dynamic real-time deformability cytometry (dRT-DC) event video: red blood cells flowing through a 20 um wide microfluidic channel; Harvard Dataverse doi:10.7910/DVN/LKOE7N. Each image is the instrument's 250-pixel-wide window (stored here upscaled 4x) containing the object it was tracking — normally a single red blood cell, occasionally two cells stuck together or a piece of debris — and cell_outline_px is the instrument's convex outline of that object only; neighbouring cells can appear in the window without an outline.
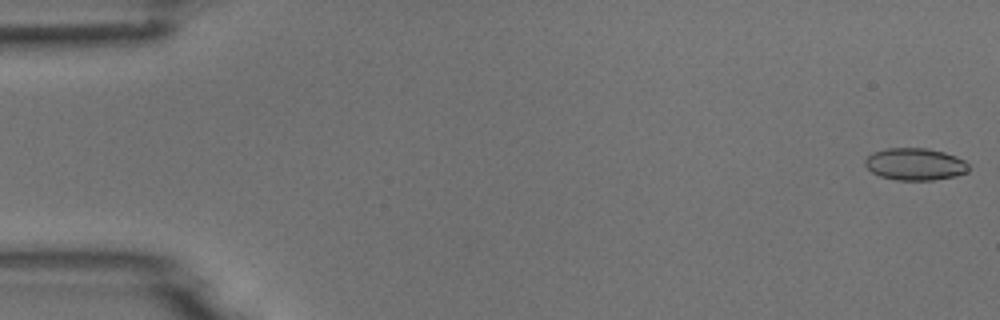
{"species": "common noctule bat (a hibernating species)", "species_latin": "Nyctalus noctula", "temperature_condition": "room temperature", "stored_images_in_passage": 51, "camera_frame_rate_fps": 3000, "um_per_image_px": 0.085, "animal": {"sex": "male", "body_mass_g": 18.8}, "frame": {"image": 1, "passage_image": 1, "time_ms": 0.0, "image_size_px": [1000, 320], "cell_outline_px": [[968, 172], [956, 176], [932, 180], [896, 180], [880, 176], [872, 172], [864, 164], [864, 160], [872, 152], [888, 148], [928, 148], [944, 152], [956, 156], [964, 160], [968, 164]], "centroid_in_image_um": [77.78, 13.95], "position_along_channel_um": 7.2, "area_um2": 19.48}}
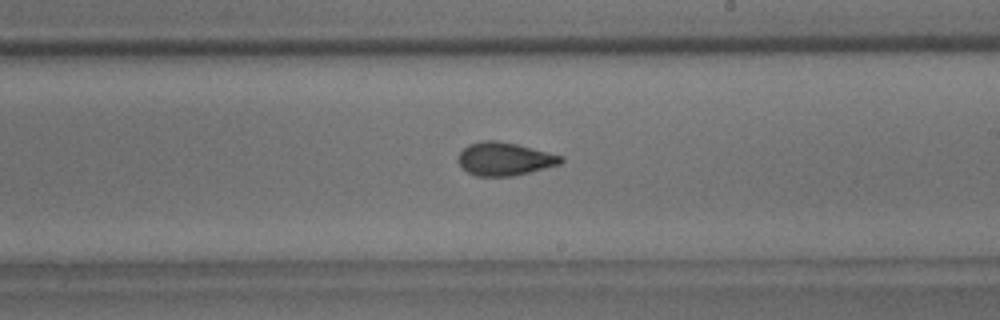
{"frame": {"image": 2, "passage_image": 30, "time_ms": 9.667, "image_size_px": [1000, 320], "cell_outline_px": [[564, 160], [560, 164], [512, 176], [476, 176], [468, 172], [456, 160], [460, 152], [468, 144], [480, 140], [496, 140], [516, 144], [564, 156]], "centroid_in_image_um": [42.86, 13.5], "position_along_channel_um": 246.1, "area_um2": 19.77}}
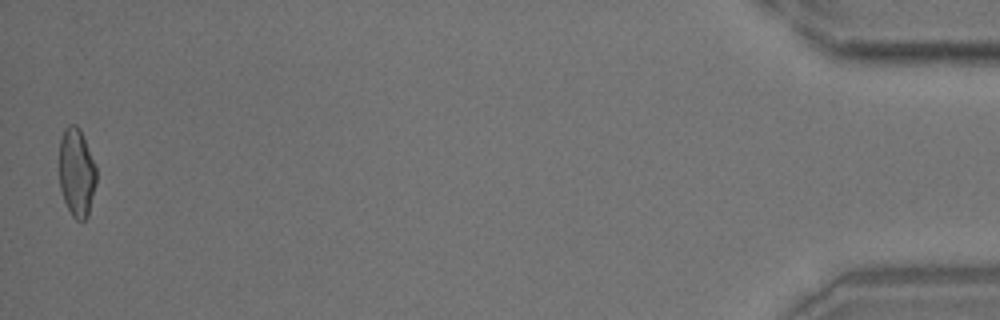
{"frame": {"image": 3, "passage_image": 51, "time_ms": 16.667, "image_size_px": [1000, 320], "cell_outline_px": [[96, 184], [88, 216], [84, 220], [76, 220], [72, 216], [64, 200], [60, 188], [60, 140], [64, 128], [68, 124], [76, 124], [80, 128], [96, 168]], "centroid_in_image_um": [6.51, 14.66], "position_along_channel_um": 428.7, "area_um2": 19.07}}